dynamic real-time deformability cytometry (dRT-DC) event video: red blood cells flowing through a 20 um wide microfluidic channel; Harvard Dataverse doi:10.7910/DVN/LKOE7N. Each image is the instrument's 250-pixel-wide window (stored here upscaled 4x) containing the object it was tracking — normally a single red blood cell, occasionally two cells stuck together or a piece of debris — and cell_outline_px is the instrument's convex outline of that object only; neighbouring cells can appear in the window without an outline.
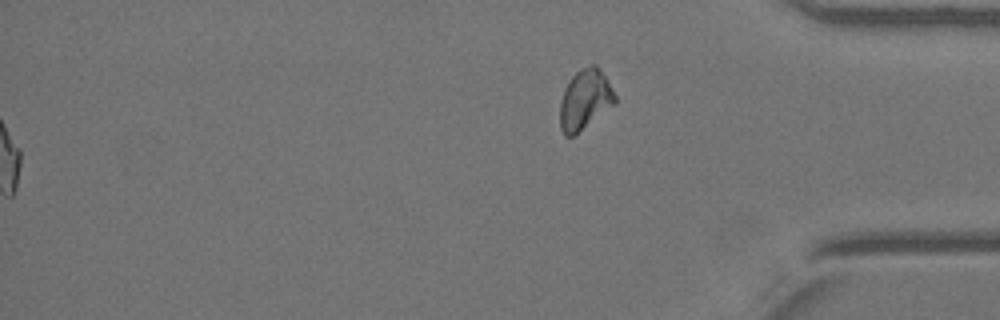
{"species": "Egyptian fruit bat (a non-hibernating species)", "species_latin": "Rousettus aegyptiacus", "temperature_condition": "warm", "stored_images_in_passage": 43, "segment_of_instrument_passage": [2, 2], "camera_frame_rate_fps": 3000, "um_per_image_px": 0.085, "animal": {"sex": "female"}, "frame": {"image": 1, "passage_image": 43, "time_ms": 14.0, "image_size_px": [1000, 320], "cell_outline_px": [[616, 104], [572, 136], [564, 136], [560, 128], [560, 104], [564, 92], [572, 76], [580, 68], [592, 64], [596, 64], [604, 76], [616, 96]], "centroid_in_image_um": [49.72, 8.47], "position_along_channel_um": 385.5, "area_um2": 18.9}}